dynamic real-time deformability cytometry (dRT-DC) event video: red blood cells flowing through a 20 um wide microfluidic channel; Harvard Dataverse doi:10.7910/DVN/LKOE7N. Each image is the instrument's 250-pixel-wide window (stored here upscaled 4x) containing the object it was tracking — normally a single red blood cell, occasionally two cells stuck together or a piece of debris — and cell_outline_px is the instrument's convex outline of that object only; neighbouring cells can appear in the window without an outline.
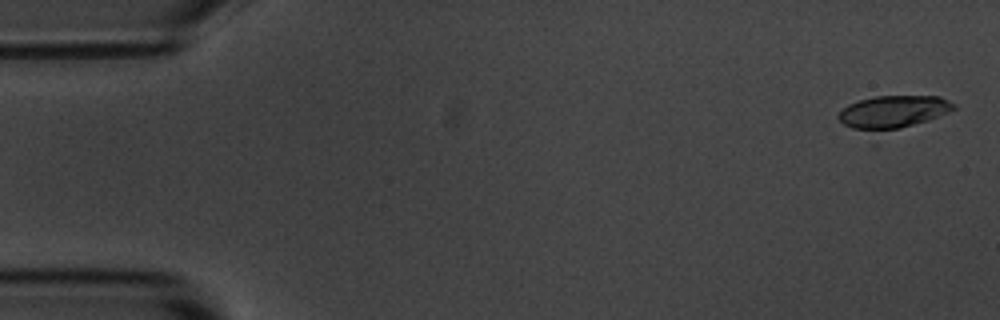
{"species": "common noctule bat (a hibernating species)", "species_latin": "Nyctalus noctula", "temperature_condition": "room temperature", "stored_images_in_passage": 5, "camera_frame_rate_fps": 3000, "um_per_image_px": 0.085, "animal": {"sex": "male", "body_mass_g": 20.1, "forearm_length_mm": 53.5}, "frame": {"image": 1, "passage_image": 1, "time_ms": 0.0, "image_size_px": [1000, 320], "cell_outline_px": [[956, 108], [948, 112], [876, 144], [872, 144], [844, 124], [836, 116], [848, 104], [860, 100], [876, 96], [940, 96], [956, 104]], "centroid_in_image_um": [75.8, 9.77], "position_along_channel_um": 9.2, "area_um2": 25.49}}
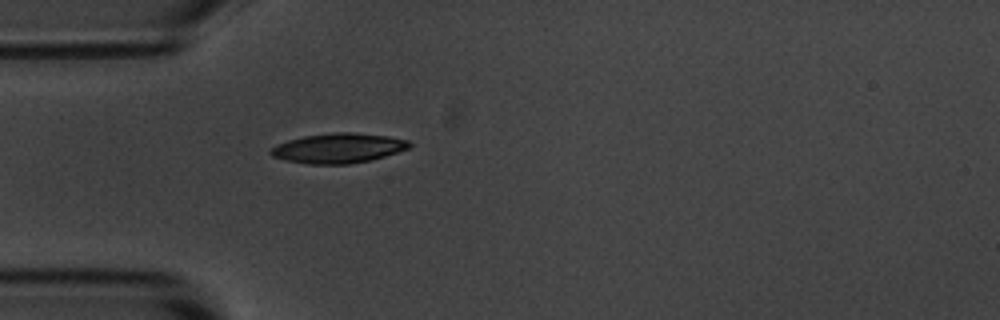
{"frame": {"image": 2, "passage_image": 5, "time_ms": 4.667, "image_size_px": [1000, 320], "cell_outline_px": [[412, 144], [408, 148], [384, 156], [368, 160], [348, 164], [308, 164], [284, 160], [272, 156], [268, 152], [276, 144], [288, 140], [304, 136], [332, 132], [352, 132], [388, 136], [408, 140]], "centroid_in_image_um": [28.71, 12.59], "position_along_channel_um": 56.3, "area_um2": 23.99}}